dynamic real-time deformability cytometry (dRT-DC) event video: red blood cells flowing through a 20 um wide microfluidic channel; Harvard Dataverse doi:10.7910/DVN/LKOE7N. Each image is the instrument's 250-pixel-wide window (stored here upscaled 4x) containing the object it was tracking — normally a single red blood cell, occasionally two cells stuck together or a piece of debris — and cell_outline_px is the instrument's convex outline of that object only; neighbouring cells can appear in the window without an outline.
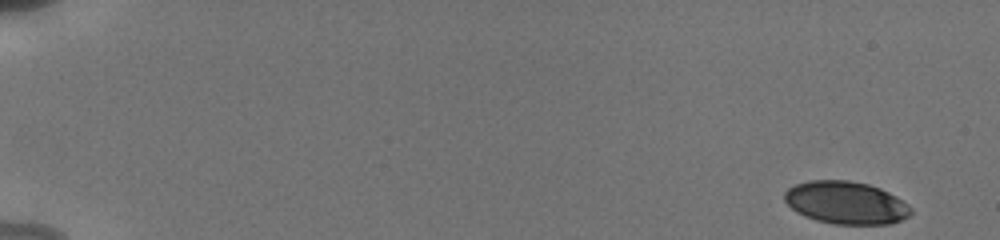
{"species": "human", "species_latin": "Homo sapiens", "temperature_condition": "cold", "stored_images_in_passage": 49, "camera_frame_rate_fps": 3000, "um_per_image_px": 0.085, "donor": {"sex": "male"}, "frame": {"image": 1, "passage_image": 1, "time_ms": 0.0, "image_size_px": [1000, 240], "cell_outline_px": [[912, 212], [908, 216], [900, 220], [888, 224], [832, 224], [816, 220], [804, 216], [796, 212], [784, 200], [784, 192], [788, 188], [796, 184], [808, 180], [848, 180], [868, 184], [880, 188], [896, 196], [908, 204], [912, 208]], "centroid_in_image_um": [71.89, 17.23], "position_along_channel_um": 13.1, "area_um2": 31.5}}
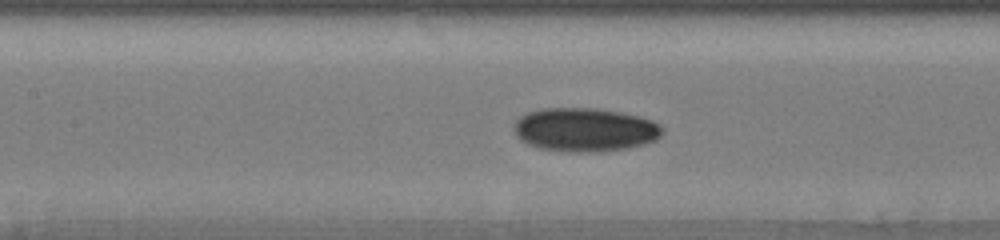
{"frame": {"image": 2, "passage_image": 24, "time_ms": 8.333, "image_size_px": [1000, 240], "cell_outline_px": [[664, 132], [656, 140], [644, 144], [628, 148], [600, 152], [568, 152], [540, 148], [528, 144], [516, 136], [512, 128], [512, 124], [520, 116], [528, 112], [544, 108], [600, 108], [640, 116], [652, 120], [660, 124], [664, 128]], "centroid_in_image_um": [49.72, 11.02], "position_along_channel_um": 157.7, "area_um2": 38.26}}
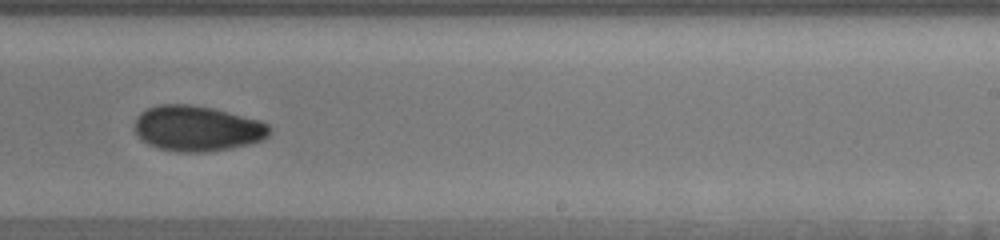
{"frame": {"image": 3, "passage_image": 33, "time_ms": 11.333, "image_size_px": [1000, 240], "cell_outline_px": [[272, 132], [264, 140], [248, 144], [208, 152], [172, 152], [148, 144], [136, 136], [132, 128], [136, 116], [140, 112], [156, 104], [192, 104], [212, 108], [260, 120], [268, 124], [272, 128]], "centroid_in_image_um": [16.72, 10.91], "position_along_channel_um": 272.3, "area_um2": 36.3}, "authors_computed_cell_mechanics": {"area_um2": 34.391, "velocity_mm_per_s": 3.8317, "shape_relaxation_time_tau1_ms": 5.4506, "shape_relaxation_time_tau2_ms": 2.6603, "deformation_change_tau1": 0.1169, "deformation_change_tau2": 0.0574}}